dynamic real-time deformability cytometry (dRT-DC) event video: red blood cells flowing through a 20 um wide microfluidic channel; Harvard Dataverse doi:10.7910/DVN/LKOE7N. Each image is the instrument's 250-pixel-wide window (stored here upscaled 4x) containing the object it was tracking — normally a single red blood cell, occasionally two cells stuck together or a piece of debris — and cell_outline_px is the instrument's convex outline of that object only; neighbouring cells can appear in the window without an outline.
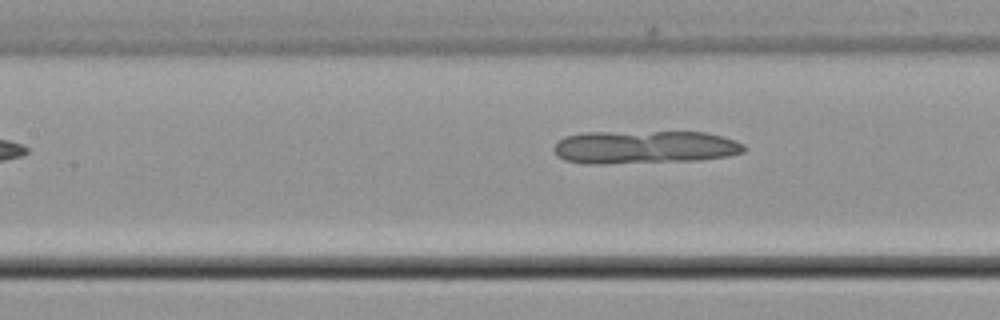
{"species": "common noctule bat (a hibernating species)", "species_latin": "Nyctalus noctula", "temperature_condition": "cold", "stored_images_in_passage": 9, "segment_of_instrument_passage": [2, 2], "camera_frame_rate_fps": 3000, "um_per_image_px": 0.085, "animal": {"sex": "male", "body_mass_g": 21.5, "forearm_length_mm": 52.0}, "frame": {"image": 1, "passage_image": 9, "time_ms": 10.667, "image_size_px": [1000, 320], "cell_outline_px": [[744, 152], [728, 156], [700, 160], [604, 164], [592, 164], [564, 160], [556, 156], [552, 148], [564, 136], [584, 132], [704, 132], [724, 136], [736, 140], [744, 144]], "centroid_in_image_um": [54.77, 12.51], "position_along_channel_um": 152.6, "area_um2": 36.99}}